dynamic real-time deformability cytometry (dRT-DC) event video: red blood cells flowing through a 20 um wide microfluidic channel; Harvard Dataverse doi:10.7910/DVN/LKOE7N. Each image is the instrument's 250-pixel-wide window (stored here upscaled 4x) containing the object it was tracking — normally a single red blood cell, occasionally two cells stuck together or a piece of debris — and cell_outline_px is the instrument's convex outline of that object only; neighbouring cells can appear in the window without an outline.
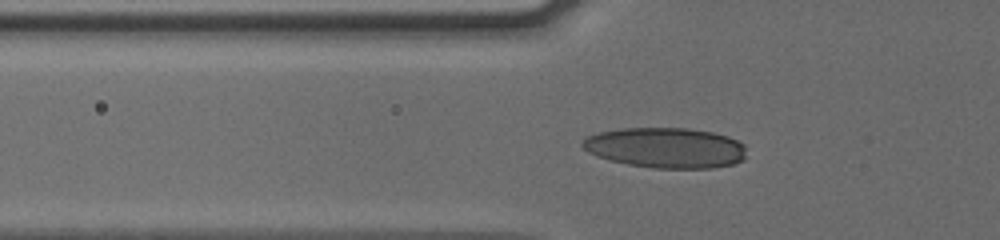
{"species": "human", "species_latin": "Homo sapiens", "temperature_condition": "cold", "stored_images_in_passage": 51, "camera_frame_rate_fps": 3000, "um_per_image_px": 0.085, "donor": {"sex": "male"}, "frame": {"image": 1, "passage_image": 20, "time_ms": 6.333, "image_size_px": [1000, 240], "cell_outline_px": [[744, 160], [732, 164], [712, 168], [652, 168], [628, 164], [596, 156], [588, 152], [580, 144], [588, 136], [600, 132], [624, 128], [688, 128], [712, 132], [728, 136], [744, 144]], "centroid_in_image_um": [56.59, 12.56], "position_along_channel_um": 69.2, "area_um2": 38.44}}
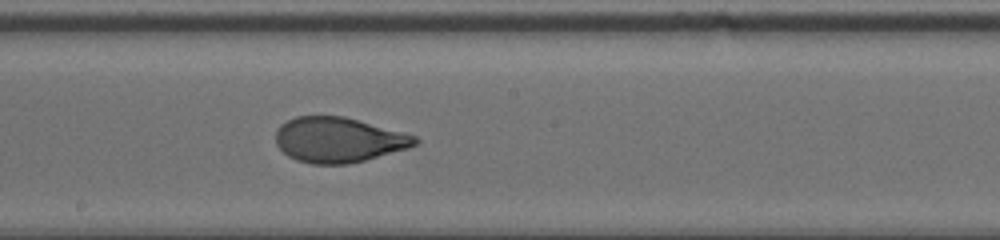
{"frame": {"image": 2, "passage_image": 32, "time_ms": 10.333, "image_size_px": [1000, 240], "cell_outline_px": [[420, 140], [416, 144], [408, 148], [364, 160], [348, 164], [312, 164], [296, 160], [288, 156], [276, 144], [276, 128], [280, 124], [296, 116], [344, 116], [416, 136]], "centroid_in_image_um": [28.74, 11.89], "position_along_channel_um": 219.5, "area_um2": 36.47}}
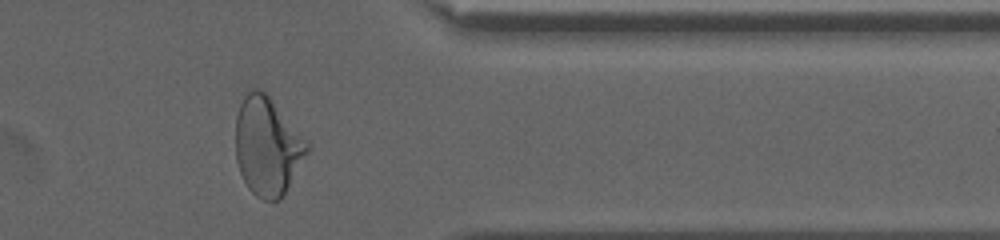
{"frame": {"image": 3, "passage_image": 46, "time_ms": 15.0, "image_size_px": [1000, 240], "cell_outline_px": [[308, 152], [284, 196], [280, 200], [264, 200], [256, 196], [248, 188], [240, 172], [236, 160], [236, 116], [240, 104], [244, 96], [252, 88], [256, 88], [264, 92], [268, 96], [308, 140]], "centroid_in_image_um": [22.73, 12.45], "position_along_channel_um": 388.7, "area_um2": 40.81}, "authors_computed_cell_mechanics": {"area_um2": 36.4718, "velocity_mm_per_s": 3.8143, "shape_relaxation_time_tau1_ms": 5.531, "shape_relaxation_time_tau2_ms": 0.6536, "deformation_change_tau1": 0.1951, "deformation_change_tau2": 0.0701}}